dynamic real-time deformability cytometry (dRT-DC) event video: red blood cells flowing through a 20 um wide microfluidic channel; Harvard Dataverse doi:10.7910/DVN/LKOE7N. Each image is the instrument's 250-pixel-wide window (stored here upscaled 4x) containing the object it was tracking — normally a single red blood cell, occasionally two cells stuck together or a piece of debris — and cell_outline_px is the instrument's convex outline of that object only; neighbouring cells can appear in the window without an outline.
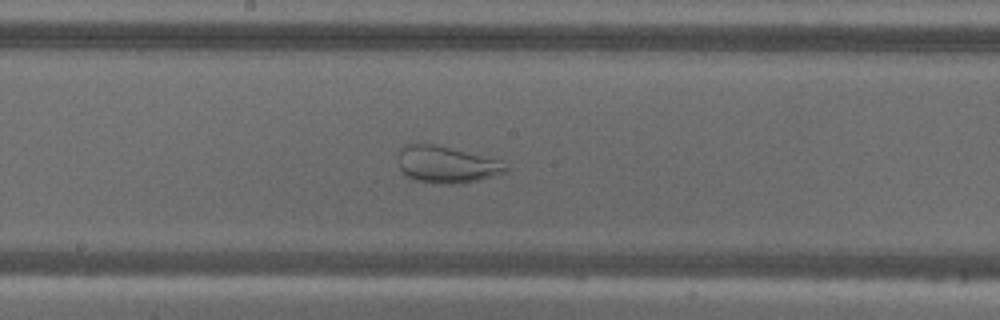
{"species": "common noctule bat (a hibernating species)", "species_latin": "Nyctalus noctula", "temperature_condition": "warm", "stored_images_in_passage": 56, "camera_frame_rate_fps": 3000, "um_per_image_px": 0.085, "animal": {"sex": "male", "body_mass_g": 18.8}, "frame": {"image": 1, "passage_image": 30, "time_ms": 9.667, "image_size_px": [1000, 320], "cell_outline_px": [[508, 172], [480, 180], [456, 184], [432, 184], [416, 180], [408, 176], [400, 168], [396, 156], [400, 148], [404, 144], [432, 144], [500, 160], [508, 168]], "centroid_in_image_um": [37.93, 14.0], "position_along_channel_um": 210.3, "area_um2": 23.12}}
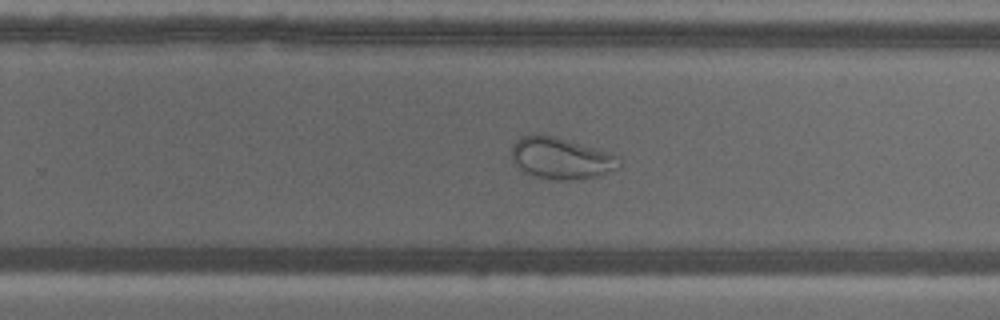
{"frame": {"image": 2, "passage_image": 36, "time_ms": 11.667, "image_size_px": [1000, 320], "cell_outline_px": [[620, 168], [596, 176], [568, 180], [556, 180], [536, 176], [524, 172], [512, 164], [512, 144], [520, 136], [540, 132], [556, 136], [612, 152], [620, 156]], "centroid_in_image_um": [47.68, 13.41], "position_along_channel_um": 282.1, "area_um2": 26.7}}
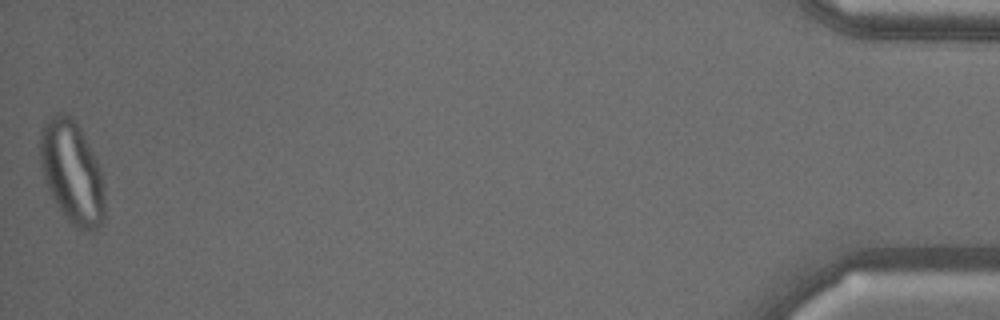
{"frame": {"image": 3, "passage_image": 56, "time_ms": 18.333, "image_size_px": [1000, 320], "cell_outline_px": [[104, 224], [96, 228], [80, 228], [68, 224], [56, 204], [44, 180], [40, 160], [40, 128], [56, 112], [68, 112], [72, 116], [80, 128], [96, 160], [100, 172], [104, 188]], "centroid_in_image_um": [6.1, 14.63], "position_along_channel_um": 429.1, "area_um2": 38.55}}